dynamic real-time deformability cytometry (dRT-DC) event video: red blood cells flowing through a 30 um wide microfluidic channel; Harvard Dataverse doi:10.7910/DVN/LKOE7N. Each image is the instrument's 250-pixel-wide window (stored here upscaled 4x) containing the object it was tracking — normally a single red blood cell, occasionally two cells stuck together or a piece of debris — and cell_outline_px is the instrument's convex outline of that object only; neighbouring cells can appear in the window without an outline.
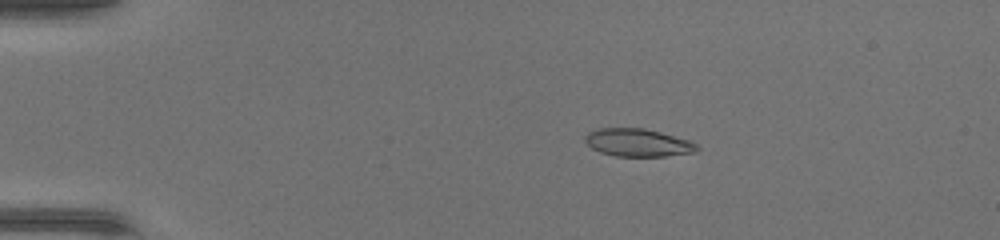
{"species": "common noctule bat (a hibernating species)", "species_latin": "Nyctalus noctula", "temperature_condition": "warm", "stored_images_in_passage": 47, "camera_frame_rate_fps": 3000, "um_per_image_px": 0.085, "animal": {"sex": "female", "body_mass_g": 17.0, "forearm_length_mm": 48.0}, "frame": {"image": 1, "passage_image": 10, "time_ms": 3.0, "image_size_px": [1000, 240], "cell_outline_px": [[700, 148], [696, 152], [664, 156], [616, 156], [600, 152], [592, 148], [584, 140], [584, 136], [588, 132], [596, 128], [644, 128], [692, 140]], "centroid_in_image_um": [54.23, 12.12], "position_along_channel_um": 30.8, "area_um2": 18.26}}
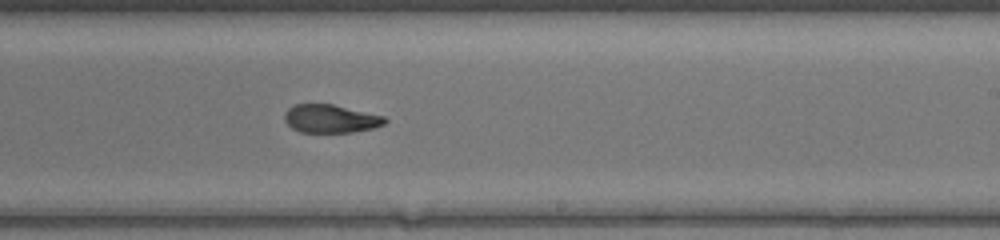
{"frame": {"image": 2, "passage_image": 30, "time_ms": 9.667, "image_size_px": [1000, 240], "cell_outline_px": [[388, 120], [384, 124], [372, 128], [352, 132], [300, 132], [292, 128], [284, 120], [284, 112], [288, 108], [296, 104], [332, 104], [384, 116]], "centroid_in_image_um": [28.08, 10.09], "position_along_channel_um": 260.9, "area_um2": 16.42}}
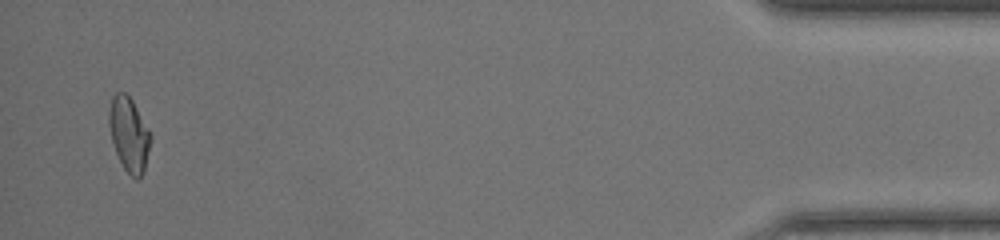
{"frame": {"image": 3, "passage_image": 46, "time_ms": 15.0, "image_size_px": [1000, 240], "cell_outline_px": [[152, 140], [144, 172], [136, 180], [124, 168], [116, 152], [112, 140], [108, 124], [108, 112], [112, 96], [116, 92], [124, 92], [132, 100], [148, 128], [152, 136]], "centroid_in_image_um": [10.97, 11.41], "position_along_channel_um": 424.2, "area_um2": 17.98}}